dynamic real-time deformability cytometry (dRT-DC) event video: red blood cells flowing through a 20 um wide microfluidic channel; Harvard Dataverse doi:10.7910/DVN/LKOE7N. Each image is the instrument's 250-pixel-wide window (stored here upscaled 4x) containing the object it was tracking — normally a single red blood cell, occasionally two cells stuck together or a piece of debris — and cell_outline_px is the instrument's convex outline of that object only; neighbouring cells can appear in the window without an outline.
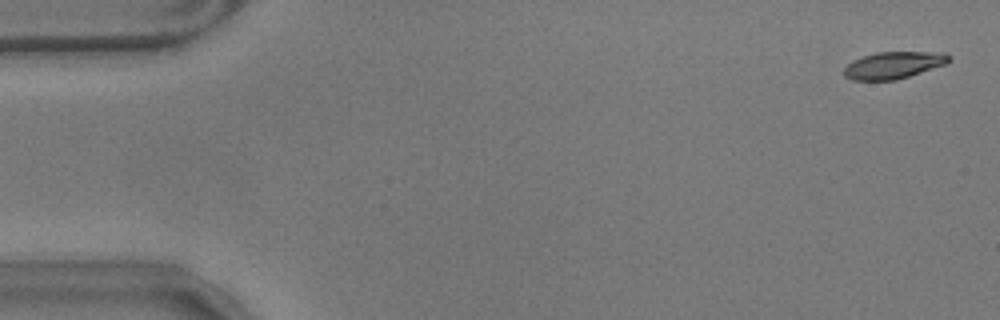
{"species": "common noctule bat (a hibernating species)", "species_latin": "Nyctalus noctula", "temperature_condition": "warm", "stored_images_in_passage": 56, "camera_frame_rate_fps": 3000, "um_per_image_px": 0.085, "animal": {"sex": "male", "body_mass_g": 17.9}, "frame": {"image": 1, "passage_image": 1, "time_ms": 0.0, "image_size_px": [1000, 320], "cell_outline_px": [[952, 60], [944, 64], [896, 80], [852, 80], [844, 76], [844, 68], [852, 60], [876, 52], [944, 52], [952, 56]], "centroid_in_image_um": [75.95, 5.53], "position_along_channel_um": 9.1, "area_um2": 16.42}}
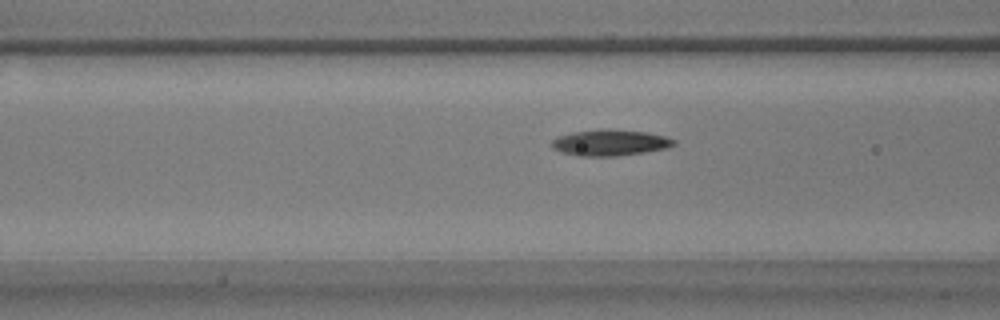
{"frame": {"image": 2, "passage_image": 21, "time_ms": 6.667, "image_size_px": [1000, 320], "cell_outline_px": [[676, 144], [668, 148], [644, 152], [616, 156], [576, 156], [560, 152], [552, 148], [548, 144], [556, 136], [572, 132], [600, 128], [608, 128], [648, 132], [664, 136], [676, 140]], "centroid_in_image_um": [51.8, 12.11], "position_along_channel_um": 114.8, "area_um2": 19.07}}
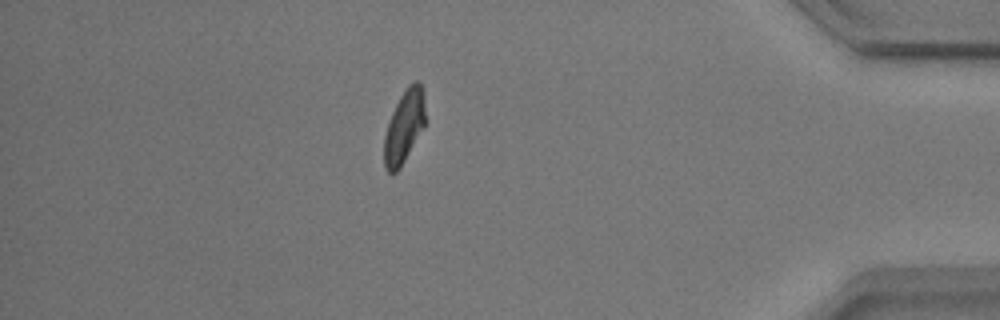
{"frame": {"image": 3, "passage_image": 49, "time_ms": 16.0, "image_size_px": [1000, 320], "cell_outline_px": [[428, 120], [424, 128], [400, 168], [396, 172], [388, 172], [384, 168], [384, 136], [392, 112], [400, 96], [408, 84], [416, 80], [420, 80], [424, 92]], "centroid_in_image_um": [34.41, 10.71], "position_along_channel_um": 400.8, "area_um2": 18.03}, "authors_computed_cell_mechanics": {"area_um2": 17.918, "velocity_mm_per_s": 3.5132, "shape_relaxation_time_tau1_ms": 3.3696, "shape_relaxation_time_tau2_ms": 6.193, "deformation_change_tau1": 0.1604, "deformation_change_tau2": 0.0907}}